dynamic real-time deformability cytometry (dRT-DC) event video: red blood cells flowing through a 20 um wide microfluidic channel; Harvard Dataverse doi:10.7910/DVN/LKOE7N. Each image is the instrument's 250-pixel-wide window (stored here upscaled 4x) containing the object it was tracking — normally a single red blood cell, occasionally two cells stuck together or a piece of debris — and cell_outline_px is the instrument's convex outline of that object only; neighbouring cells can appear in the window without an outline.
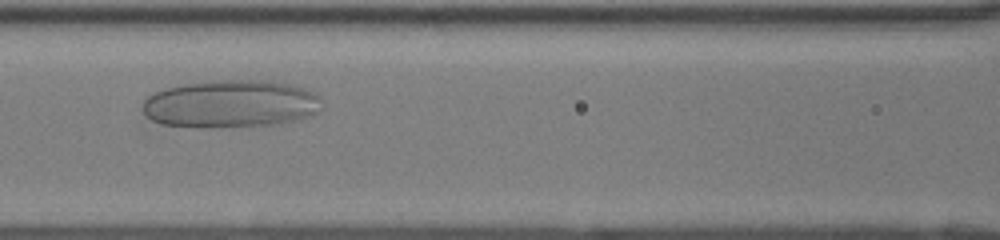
{"species": "human", "species_latin": "Homo sapiens", "temperature_condition": "room temperature", "stored_images_in_passage": 38, "camera_frame_rate_fps": 3000, "um_per_image_px": 0.085, "donor": {"sex": "female"}, "frame": {"image": 1, "passage_image": 11, "time_ms": 3.333, "image_size_px": [1000, 240], "cell_outline_px": [[324, 108], [320, 112], [300, 120], [280, 124], [208, 128], [196, 128], [160, 124], [152, 120], [144, 112], [144, 100], [152, 92], [164, 88], [184, 84], [212, 80], [268, 80], [292, 84], [312, 92], [320, 96]], "centroid_in_image_um": [19.66, 8.84], "position_along_channel_um": 146.9, "area_um2": 50.69}}
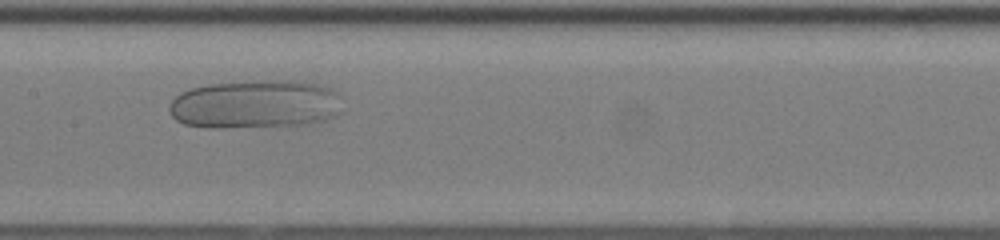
{"frame": {"image": 2, "passage_image": 14, "time_ms": 4.333, "image_size_px": [1000, 240], "cell_outline_px": [[344, 112], [336, 116], [324, 120], [304, 124], [220, 128], [184, 124], [176, 120], [172, 116], [168, 108], [168, 104], [180, 92], [192, 88], [208, 84], [264, 80], [304, 80], [332, 88], [340, 96]], "centroid_in_image_um": [21.75, 8.84], "position_along_channel_um": 185.6, "area_um2": 49.53}}
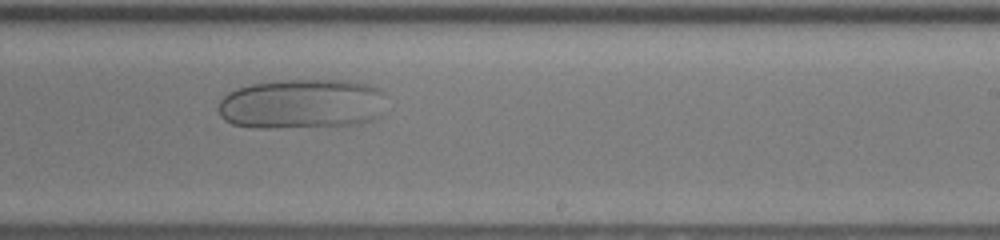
{"frame": {"image": 3, "passage_image": 20, "time_ms": 6.333, "image_size_px": [1000, 240], "cell_outline_px": [[384, 92], [380, 116], [376, 120], [360, 124], [336, 128], [256, 128], [232, 124], [224, 120], [220, 116], [216, 108], [220, 100], [228, 92], [236, 88], [252, 84], [280, 80], [348, 80], [372, 84], [380, 88]], "centroid_in_image_um": [25.69, 8.86], "position_along_channel_um": 263.3, "area_um2": 50.52}}